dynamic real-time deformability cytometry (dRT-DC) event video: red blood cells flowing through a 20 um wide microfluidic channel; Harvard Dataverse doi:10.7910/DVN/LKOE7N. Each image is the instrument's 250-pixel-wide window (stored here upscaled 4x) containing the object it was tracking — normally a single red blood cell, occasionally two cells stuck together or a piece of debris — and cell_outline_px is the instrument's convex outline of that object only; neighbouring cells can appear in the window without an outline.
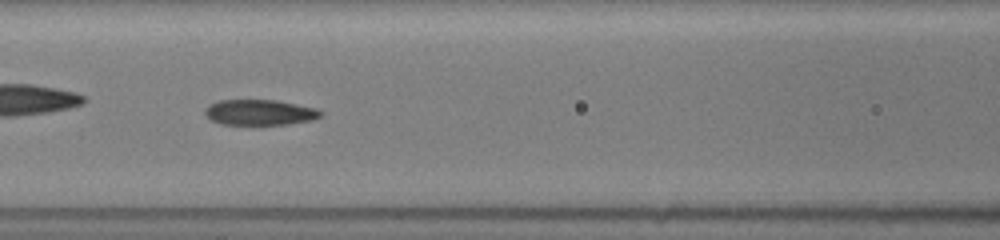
{"species": "common noctule bat (a hibernating species)", "species_latin": "Nyctalus noctula", "temperature_condition": "room temperature", "stored_images_in_passage": 52, "camera_frame_rate_fps": 3000, "um_per_image_px": 0.085, "animal": {"sex": "female", "body_mass_g": 19.5, "forearm_length_mm": 54.1}, "frame": {"image": 1, "passage_image": 23, "time_ms": 7.333, "image_size_px": [1000, 240], "cell_outline_px": [[324, 112], [320, 116], [312, 120], [288, 124], [260, 128], [220, 124], [212, 120], [204, 112], [204, 108], [208, 104], [216, 100], [276, 100], [316, 108]], "centroid_in_image_um": [22.04, 9.6], "position_along_channel_um": 144.6, "area_um2": 18.21}}
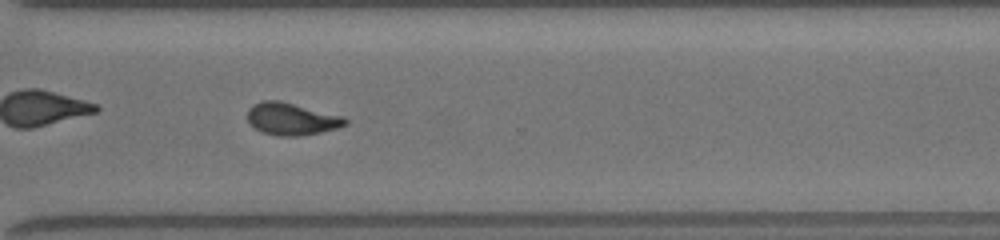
{"frame": {"image": 2, "passage_image": 38, "time_ms": 12.333, "image_size_px": [1000, 240], "cell_outline_px": [[348, 124], [336, 128], [320, 132], [300, 136], [276, 136], [260, 132], [248, 120], [248, 108], [252, 104], [264, 100], [280, 100], [344, 116], [348, 120]], "centroid_in_image_um": [24.79, 10.1], "position_along_channel_um": 345.8, "area_um2": 18.5}}
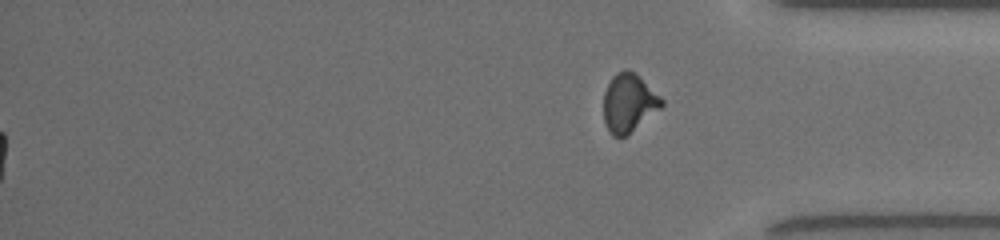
{"frame": {"image": 3, "passage_image": 52, "time_ms": 17.0, "image_size_px": [1000, 240], "cell_outline_px": [[664, 104], [660, 108], [624, 136], [612, 136], [604, 124], [604, 92], [612, 76], [616, 72], [624, 68], [636, 72], [664, 100]], "centroid_in_image_um": [53.43, 8.7], "position_along_channel_um": 381.8, "area_um2": 19.59}, "authors_computed_cell_mechanics": {"area_um2": 18.207, "velocity_mm_per_s": 4.0318, "shape_relaxation_time_tau1_ms": null, "shape_relaxation_time_tau2_ms": 2.0394, "deformation_change_tau1": null, "deformation_change_tau2": 0.07}}